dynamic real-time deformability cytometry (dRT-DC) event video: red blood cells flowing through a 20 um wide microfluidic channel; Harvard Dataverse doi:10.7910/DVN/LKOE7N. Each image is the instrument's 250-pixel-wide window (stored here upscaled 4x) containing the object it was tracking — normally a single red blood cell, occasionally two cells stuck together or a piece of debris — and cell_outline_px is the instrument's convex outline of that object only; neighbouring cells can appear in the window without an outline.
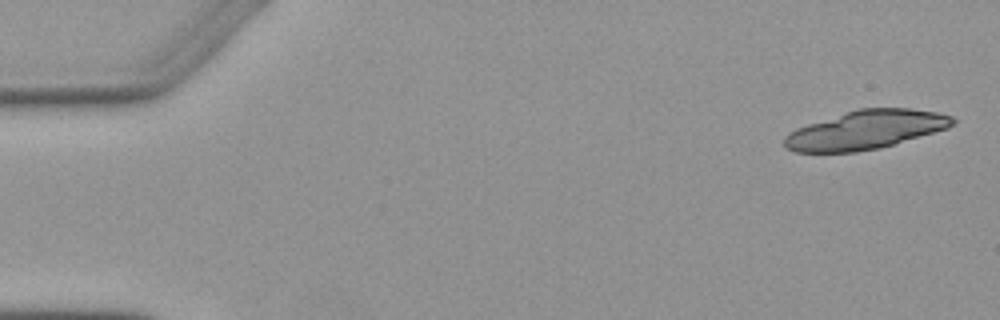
{"species": "Egyptian fruit bat (a non-hibernating species)", "species_latin": "Rousettus aegyptiacus", "temperature_condition": "warm", "stored_images_in_passage": 6, "camera_frame_rate_fps": 3000, "um_per_image_px": 0.085, "animal": {"sex": "female"}, "frame": {"image": 1, "passage_image": 1, "time_ms": 0.0, "image_size_px": [1000, 320], "cell_outline_px": [[956, 124], [948, 128], [880, 148], [856, 152], [796, 152], [788, 148], [784, 144], [784, 136], [788, 132], [796, 128], [808, 124], [860, 108], [912, 108], [936, 112], [952, 116], [956, 120]], "centroid_in_image_um": [73.61, 11.04], "position_along_channel_um": 11.4, "area_um2": 37.74}}
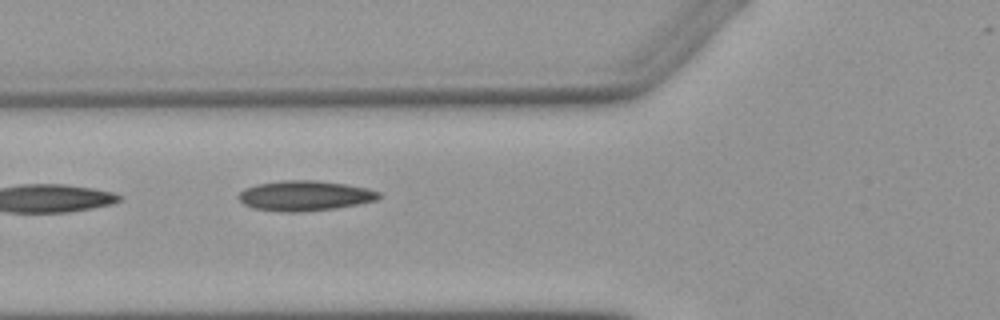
{"frame": {"image": 2, "passage_image": 6, "time_ms": 6.0, "image_size_px": [1000, 320], "cell_outline_px": [[380, 196], [376, 200], [356, 204], [332, 208], [300, 212], [288, 212], [252, 208], [244, 204], [236, 196], [244, 188], [256, 184], [284, 180], [316, 180], [344, 184], [368, 188], [380, 192]], "centroid_in_image_um": [25.86, 16.62], "position_along_channel_um": 99.9, "area_um2": 24.45}}